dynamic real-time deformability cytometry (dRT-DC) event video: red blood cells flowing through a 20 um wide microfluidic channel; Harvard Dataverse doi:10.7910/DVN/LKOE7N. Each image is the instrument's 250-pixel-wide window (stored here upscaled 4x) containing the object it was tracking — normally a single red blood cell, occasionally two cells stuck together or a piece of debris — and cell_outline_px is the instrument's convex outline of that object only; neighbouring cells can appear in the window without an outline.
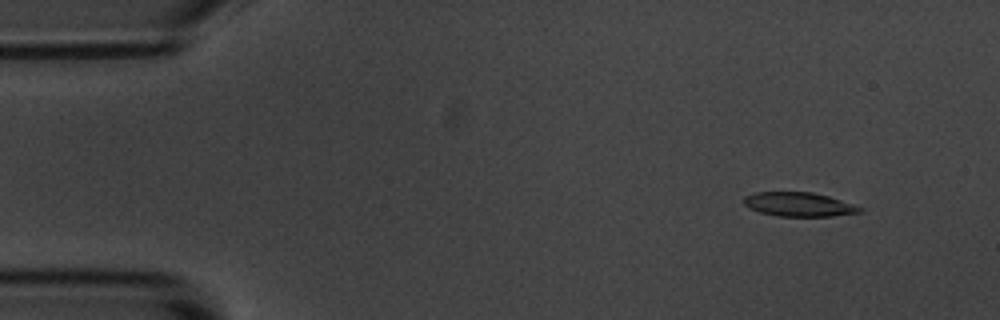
{"species": "common noctule bat (a hibernating species)", "species_latin": "Nyctalus noctula", "temperature_condition": "room temperature", "stored_images_in_passage": 5, "camera_frame_rate_fps": 3000, "um_per_image_px": 0.085, "animal": {"sex": "male", "body_mass_g": 20.1, "forearm_length_mm": 53.5}, "frame": {"image": 1, "passage_image": 1, "time_ms": 0.0, "image_size_px": [1000, 320], "cell_outline_px": [[864, 208], [860, 212], [832, 216], [776, 216], [760, 212], [744, 204], [744, 196], [752, 192], [812, 192], [828, 196]], "centroid_in_image_um": [67.88, 17.37], "position_along_channel_um": 17.1, "area_um2": 16.13}}
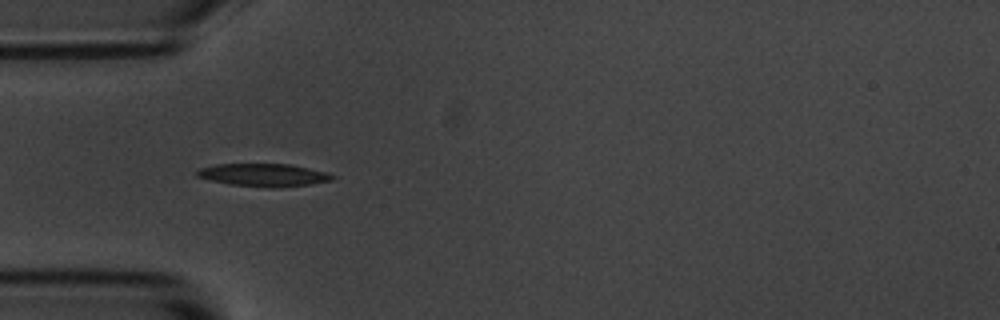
{"frame": {"image": 2, "passage_image": 4, "time_ms": 3.667, "image_size_px": [1000, 320], "cell_outline_px": [[336, 176], [332, 180], [308, 184], [272, 188], [268, 188], [228, 184], [196, 176], [196, 172], [200, 168], [216, 164], [288, 164], [328, 172]], "centroid_in_image_um": [22.41, 14.87], "position_along_channel_um": 62.6, "area_um2": 17.86}}